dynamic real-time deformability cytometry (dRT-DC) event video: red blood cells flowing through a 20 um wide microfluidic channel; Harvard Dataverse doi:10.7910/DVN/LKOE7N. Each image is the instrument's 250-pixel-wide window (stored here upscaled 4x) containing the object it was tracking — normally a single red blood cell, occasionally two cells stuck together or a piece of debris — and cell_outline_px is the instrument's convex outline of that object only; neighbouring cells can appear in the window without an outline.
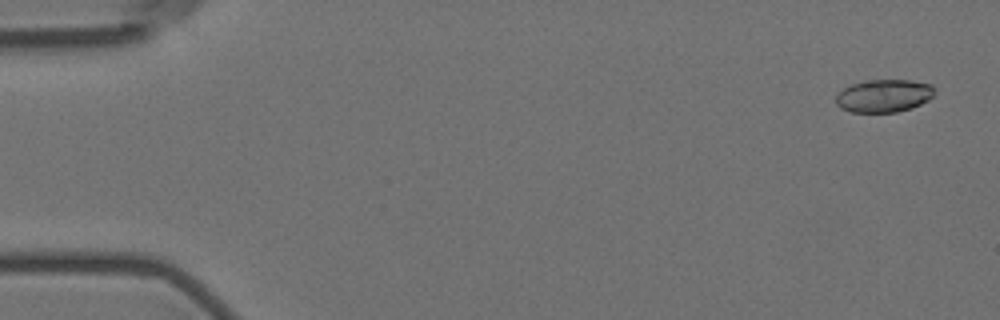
{"species": "Egyptian fruit bat (a non-hibernating species)", "species_latin": "Rousettus aegyptiacus", "temperature_condition": "room temperature", "stored_images_in_passage": 4, "camera_frame_rate_fps": 3000, "um_per_image_px": 0.085, "animal": {"sex": "female"}, "frame": {"image": 1, "passage_image": 1, "time_ms": 0.0, "image_size_px": [1000, 320], "cell_outline_px": [[936, 92], [928, 100], [912, 108], [896, 112], [852, 112], [840, 108], [836, 104], [836, 96], [844, 88], [852, 84], [864, 80], [912, 80], [932, 84], [936, 88]], "centroid_in_image_um": [75.16, 8.13], "position_along_channel_um": 9.8, "area_um2": 19.02}}